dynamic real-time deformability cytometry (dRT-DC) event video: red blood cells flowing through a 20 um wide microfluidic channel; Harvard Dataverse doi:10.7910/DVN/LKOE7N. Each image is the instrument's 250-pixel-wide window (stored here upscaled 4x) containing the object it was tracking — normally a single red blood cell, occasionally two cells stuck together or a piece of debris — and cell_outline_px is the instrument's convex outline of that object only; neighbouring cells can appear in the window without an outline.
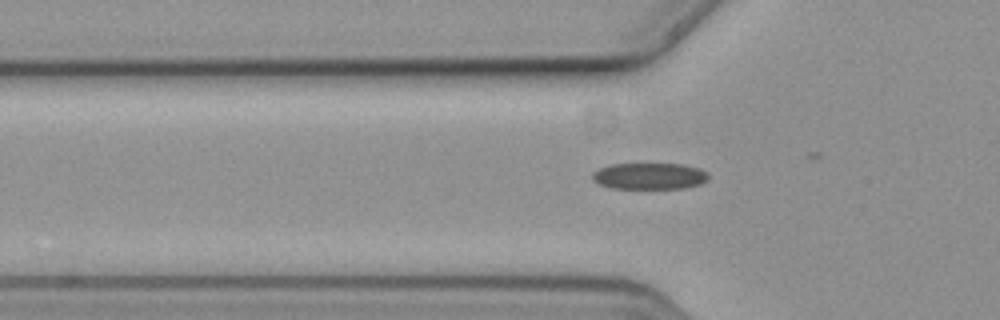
{"species": "common noctule bat (a hibernating species)", "species_latin": "Nyctalus noctula", "temperature_condition": "cold", "stored_images_in_passage": 35, "camera_frame_rate_fps": 3000, "um_per_image_px": 0.085, "animal": {"sex": "female", "body_mass_g": 19.3, "forearm_length_mm": 54.1}, "frame": {"image": 1, "passage_image": 6, "time_ms": 1.667, "image_size_px": [1000, 320], "cell_outline_px": [[708, 180], [700, 184], [684, 188], [612, 188], [600, 184], [592, 180], [592, 172], [600, 168], [612, 164], [684, 164], [700, 168], [708, 172]], "centroid_in_image_um": [55.23, 14.96], "position_along_channel_um": 70.6, "area_um2": 17.92}}
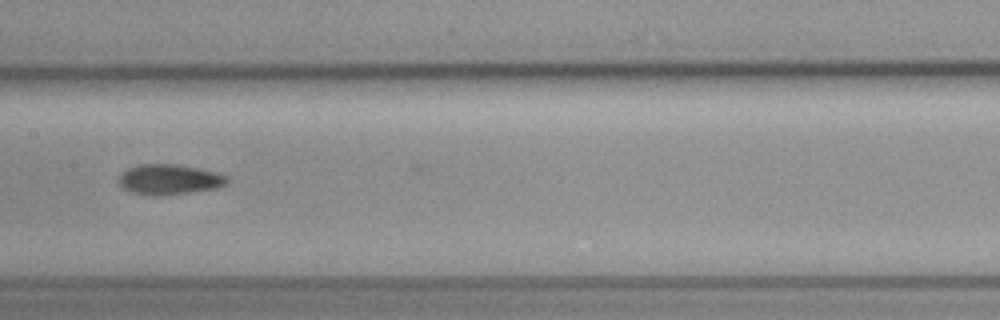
{"frame": {"image": 2, "passage_image": 16, "time_ms": 5.0, "image_size_px": [1000, 320], "cell_outline_px": [[228, 184], [216, 188], [160, 196], [148, 196], [128, 192], [120, 184], [120, 176], [128, 168], [136, 164], [180, 164], [216, 172], [228, 176]], "centroid_in_image_um": [14.39, 15.25], "position_along_channel_um": 193.0, "area_um2": 19.25}}
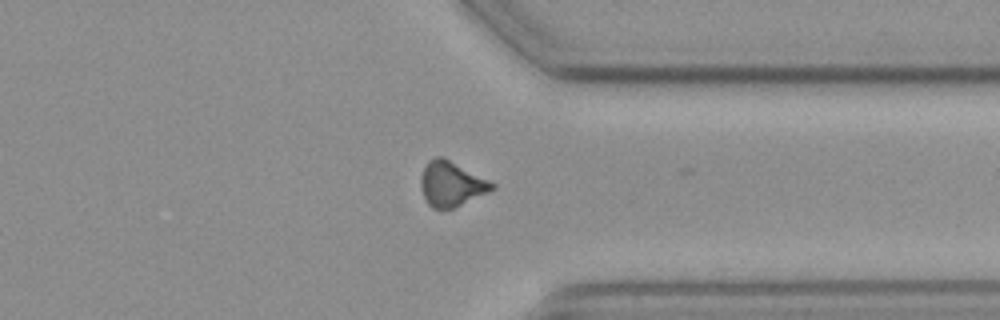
{"frame": {"image": 3, "passage_image": 31, "time_ms": 10.0, "image_size_px": [1000, 320], "cell_outline_px": [[496, 188], [488, 192], [452, 208], [432, 208], [428, 204], [424, 196], [420, 184], [420, 176], [428, 160], [436, 156], [444, 156], [496, 184]], "centroid_in_image_um": [38.35, 15.6], "position_along_channel_um": 373.0, "area_um2": 18.55}, "authors_computed_cell_mechanics": {"area_um2": 18.4382, "velocity_mm_per_s": 3.6596, "shape_relaxation_time_tau1_ms": 10.4125, "shape_relaxation_time_tau2_ms": 5.993, "deformation_change_tau1": 0.1555, "deformation_change_tau2": 0.1112}}